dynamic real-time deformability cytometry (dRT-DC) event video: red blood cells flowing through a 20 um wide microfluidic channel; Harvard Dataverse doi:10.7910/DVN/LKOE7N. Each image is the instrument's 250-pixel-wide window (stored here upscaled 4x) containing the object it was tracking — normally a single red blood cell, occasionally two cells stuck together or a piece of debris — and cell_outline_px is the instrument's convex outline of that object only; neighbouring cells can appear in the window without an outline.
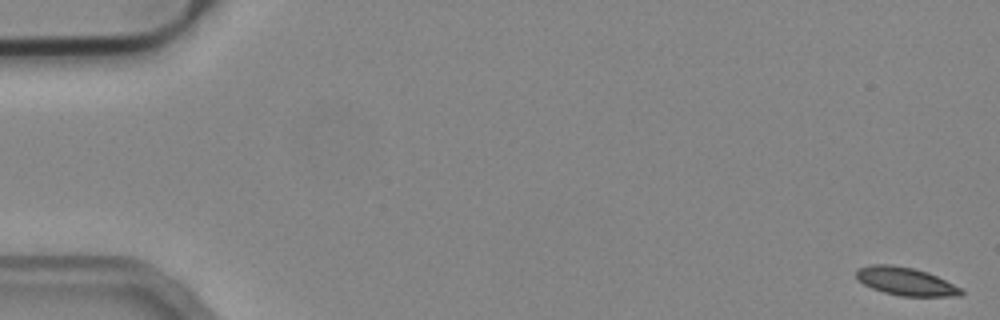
{"species": "common noctule bat (a hibernating species)", "species_latin": "Nyctalus noctula", "temperature_condition": "cold", "stored_images_in_passage": 55, "camera_frame_rate_fps": 3000, "um_per_image_px": 0.085, "animal": {"sex": "male", "body_mass_g": 19.2, "forearm_length_mm": 51.8}, "frame": {"image": 1, "passage_image": 1, "time_ms": 0.0, "image_size_px": [1000, 320], "cell_outline_px": [[964, 292], [960, 296], [900, 296], [884, 292], [872, 288], [856, 280], [856, 268], [872, 264], [892, 264], [912, 268], [928, 272], [964, 288]], "centroid_in_image_um": [76.99, 23.91], "position_along_channel_um": 8.0, "area_um2": 17.4}}
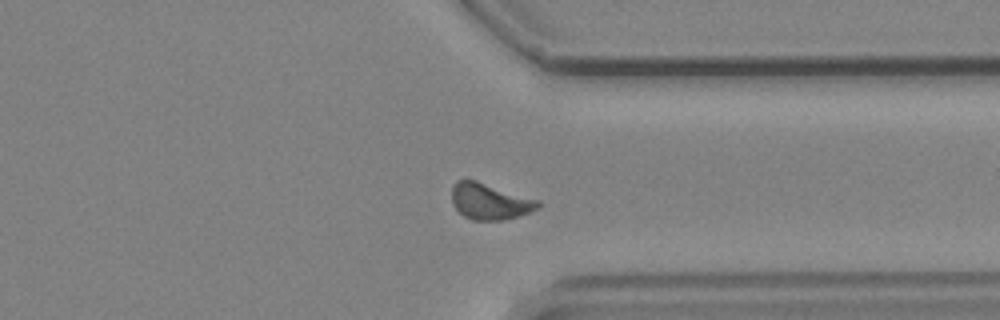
{"frame": {"image": 2, "passage_image": 42, "time_ms": 13.667, "image_size_px": [1000, 320], "cell_outline_px": [[540, 208], [516, 216], [500, 220], [472, 220], [464, 216], [452, 204], [452, 184], [456, 180], [476, 180], [540, 200]], "centroid_in_image_um": [41.62, 17.1], "position_along_channel_um": 369.8, "area_um2": 18.15}}
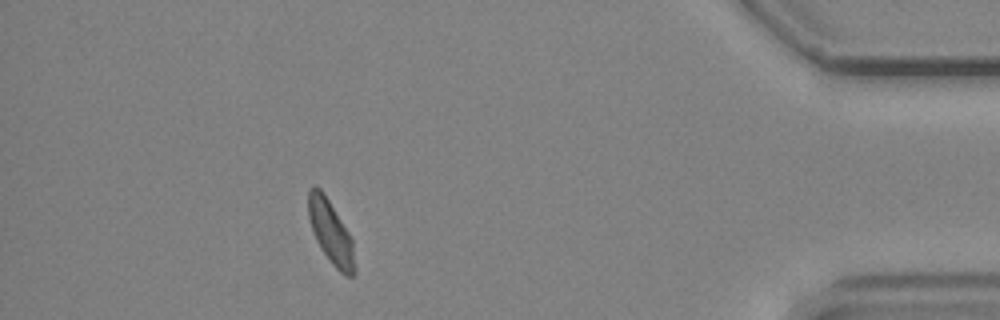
{"frame": {"image": 3, "passage_image": 49, "time_ms": 16.0, "image_size_px": [1000, 320], "cell_outline_px": [[356, 272], [352, 276], [344, 276], [332, 264], [320, 248], [316, 240], [308, 216], [308, 192], [316, 184], [320, 188], [328, 200], [348, 232], [352, 240]], "centroid_in_image_um": [28.11, 19.78], "position_along_channel_um": 407.1, "area_um2": 16.82}, "authors_computed_cell_mechanics": {"area_um2": 17.5712, "velocity_mm_per_s": 3.7844, "shape_relaxation_time_tau1_ms": 5.6787, "shape_relaxation_time_tau2_ms": 10.7188, "deformation_change_tau1": 0.118, "deformation_change_tau2": 0.162}}